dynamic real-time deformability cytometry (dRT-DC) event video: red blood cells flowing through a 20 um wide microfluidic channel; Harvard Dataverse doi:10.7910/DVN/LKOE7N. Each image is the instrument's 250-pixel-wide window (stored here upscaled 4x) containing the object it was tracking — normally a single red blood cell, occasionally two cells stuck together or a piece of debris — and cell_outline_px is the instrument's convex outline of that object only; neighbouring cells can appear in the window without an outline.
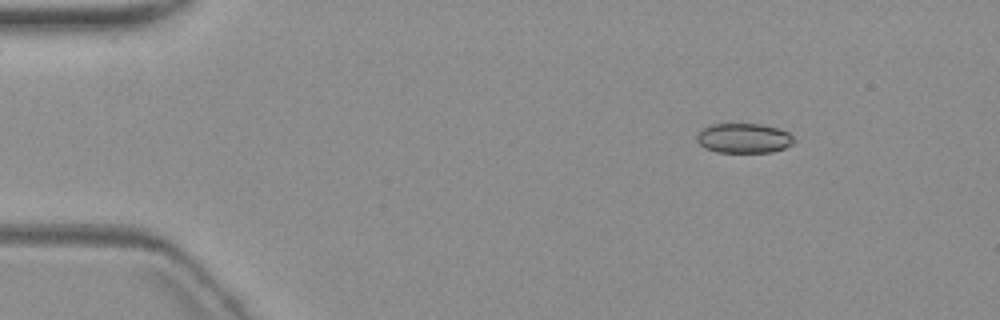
{"species": "common noctule bat (a hibernating species)", "species_latin": "Nyctalus noctula", "temperature_condition": "warm", "stored_images_in_passage": 5, "camera_frame_rate_fps": 3000, "um_per_image_px": 0.085, "animal": {"sex": "female", "body_mass_g": 19.3, "forearm_length_mm": 54.1}, "frame": {"image": 1, "passage_image": 2, "time_ms": 2.333, "image_size_px": [1000, 320], "cell_outline_px": [[796, 140], [792, 144], [784, 148], [772, 152], [716, 152], [704, 148], [696, 140], [696, 136], [704, 128], [712, 124], [760, 124], [776, 128], [788, 132]], "centroid_in_image_um": [63.22, 11.75], "position_along_channel_um": 21.8, "area_um2": 16.76}}
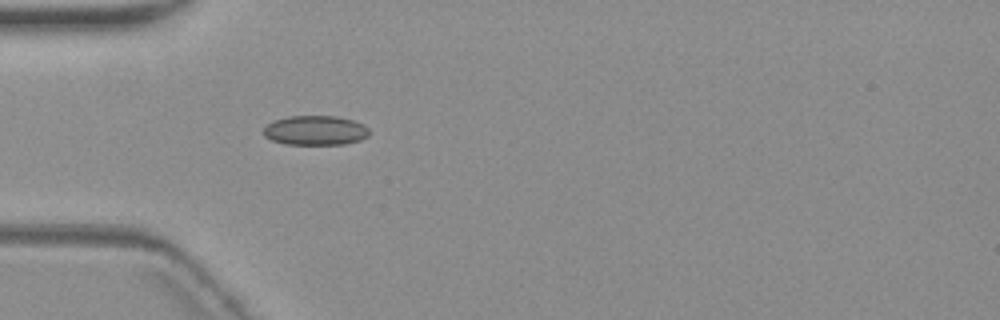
{"frame": {"image": 2, "passage_image": 5, "time_ms": 5.667, "image_size_px": [1000, 320], "cell_outline_px": [[368, 136], [360, 140], [344, 144], [284, 144], [272, 140], [264, 136], [264, 128], [268, 124], [276, 120], [288, 116], [336, 116], [352, 120], [364, 124], [368, 128]], "centroid_in_image_um": [26.81, 11.08], "position_along_channel_um": 58.2, "area_um2": 18.09}}